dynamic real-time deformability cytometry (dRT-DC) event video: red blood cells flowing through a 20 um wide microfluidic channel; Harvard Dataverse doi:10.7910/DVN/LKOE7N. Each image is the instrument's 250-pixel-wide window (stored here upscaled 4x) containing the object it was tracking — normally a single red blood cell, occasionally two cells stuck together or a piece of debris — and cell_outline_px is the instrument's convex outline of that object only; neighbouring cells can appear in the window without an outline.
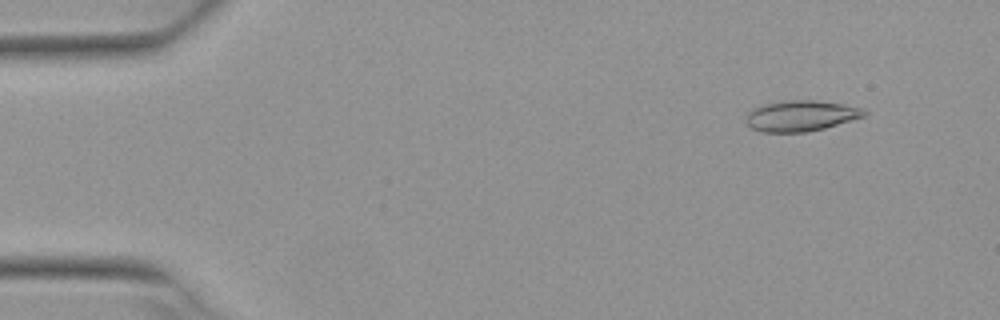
{"species": "Egyptian fruit bat (a non-hibernating species)", "species_latin": "Rousettus aegyptiacus", "temperature_condition": "warm", "stored_images_in_passage": 5, "camera_frame_rate_fps": 3000, "um_per_image_px": 0.085, "animal": {"sex": "female"}, "frame": {"image": 1, "passage_image": 2, "time_ms": 0.333, "image_size_px": [1000, 320], "cell_outline_px": [[868, 112], [864, 116], [824, 128], [804, 132], [764, 132], [752, 128], [744, 120], [748, 112], [752, 108], [764, 104], [784, 100], [812, 100], [844, 104], [860, 108]], "centroid_in_image_um": [68.03, 9.84], "position_along_channel_um": 17.0, "area_um2": 21.04}}
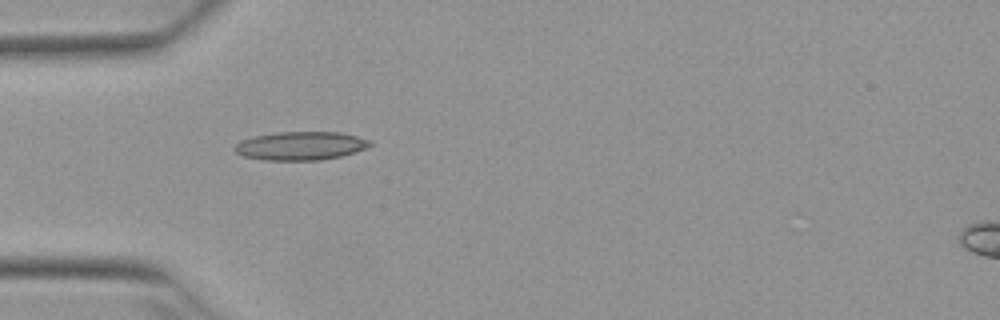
{"frame": {"image": 2, "passage_image": 5, "time_ms": 1.333, "image_size_px": [1000, 320], "cell_outline_px": [[372, 144], [364, 148], [340, 156], [320, 160], [264, 160], [244, 156], [236, 152], [232, 148], [240, 140], [256, 136], [276, 132], [340, 132], [356, 136], [368, 140]], "centroid_in_image_um": [25.5, 12.39], "position_along_channel_um": 59.5, "area_um2": 22.2}}